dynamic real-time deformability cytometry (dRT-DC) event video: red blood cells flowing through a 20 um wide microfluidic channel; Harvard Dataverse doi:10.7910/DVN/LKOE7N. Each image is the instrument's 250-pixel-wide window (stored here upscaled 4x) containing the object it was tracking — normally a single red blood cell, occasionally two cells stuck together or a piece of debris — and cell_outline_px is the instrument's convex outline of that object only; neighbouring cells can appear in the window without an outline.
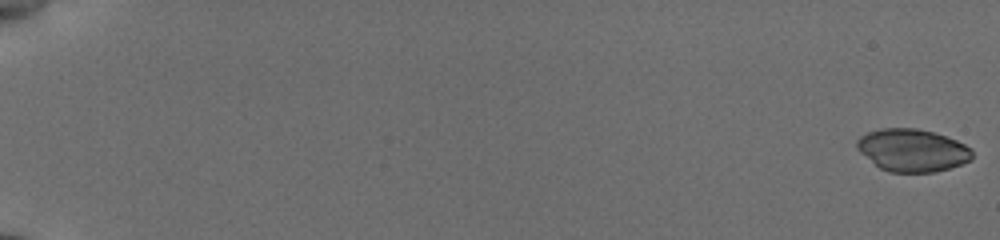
{"species": "common noctule bat (a hibernating species)", "species_latin": "Nyctalus noctula", "temperature_condition": "cold", "stored_images_in_passage": 10, "camera_frame_rate_fps": 3000, "um_per_image_px": 0.085, "animal": {"sex": "female", "body_mass_g": 19.5, "forearm_length_mm": 54.1}, "frame": {"image": 1, "passage_image": 1, "time_ms": 0.0, "image_size_px": [1000, 240], "cell_outline_px": [[972, 160], [936, 172], [888, 172], [880, 168], [860, 152], [856, 148], [856, 140], [860, 136], [868, 132], [880, 128], [916, 128], [932, 132], [956, 140], [972, 148]], "centroid_in_image_um": [77.53, 12.77], "position_along_channel_um": 7.5, "area_um2": 28.55}}